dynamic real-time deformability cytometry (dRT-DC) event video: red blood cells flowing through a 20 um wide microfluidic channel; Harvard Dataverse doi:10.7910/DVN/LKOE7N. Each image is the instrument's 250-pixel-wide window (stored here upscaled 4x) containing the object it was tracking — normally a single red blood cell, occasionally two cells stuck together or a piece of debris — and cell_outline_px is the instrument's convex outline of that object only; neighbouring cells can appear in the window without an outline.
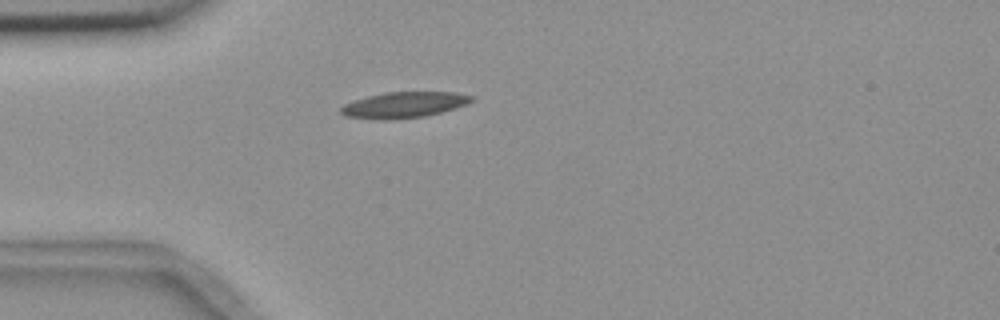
{"species": "common noctule bat (a hibernating species)", "species_latin": "Nyctalus noctula", "temperature_condition": "room temperature", "stored_images_in_passage": 5, "camera_frame_rate_fps": 3000, "um_per_image_px": 0.085, "animal": {"sex": "female", "body_mass_g": 18.4}, "frame": {"image": 1, "passage_image": 5, "time_ms": 4.667, "image_size_px": [1000, 320], "cell_outline_px": [[476, 100], [468, 104], [456, 108], [424, 116], [392, 120], [384, 120], [344, 116], [340, 112], [340, 108], [344, 104], [368, 96], [384, 92], [456, 92], [476, 96]], "centroid_in_image_um": [34.4, 8.91], "position_along_channel_um": 50.6, "area_um2": 19.88}}